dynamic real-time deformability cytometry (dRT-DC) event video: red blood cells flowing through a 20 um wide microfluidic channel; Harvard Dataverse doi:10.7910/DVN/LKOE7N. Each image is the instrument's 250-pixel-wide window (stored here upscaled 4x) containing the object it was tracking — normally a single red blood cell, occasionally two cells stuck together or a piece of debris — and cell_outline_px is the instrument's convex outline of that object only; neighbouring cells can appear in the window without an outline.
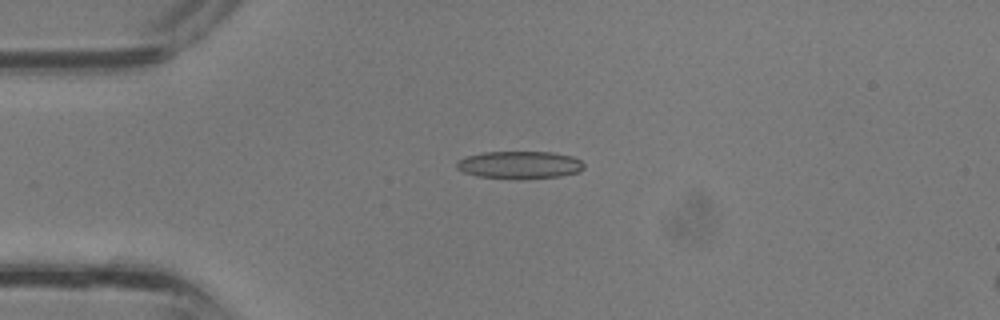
{"species": "common noctule bat (a hibernating species)", "species_latin": "Nyctalus noctula", "temperature_condition": "room temperature", "stored_images_in_passage": 32, "camera_frame_rate_fps": 3000, "um_per_image_px": 0.085, "animal": {"sex": "male", "body_mass_g": 13.3}, "frame": {"image": 1, "passage_image": 5, "time_ms": 1.333, "image_size_px": [1000, 320], "cell_outline_px": [[584, 168], [580, 172], [560, 176], [520, 180], [516, 180], [476, 176], [464, 172], [456, 168], [456, 160], [468, 156], [484, 152], [552, 152], [572, 156], [580, 160], [584, 164]], "centroid_in_image_um": [44.17, 14.03], "position_along_channel_um": 40.8, "area_um2": 20.81}}
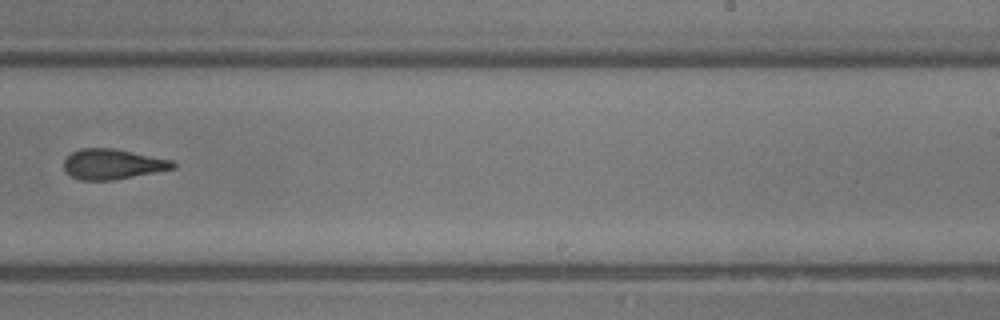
{"frame": {"image": 2, "passage_image": 19, "time_ms": 6.0, "image_size_px": [1000, 320], "cell_outline_px": [[176, 168], [112, 180], [80, 180], [72, 176], [64, 168], [64, 160], [72, 152], [80, 148], [108, 148], [172, 160], [176, 164]], "centroid_in_image_um": [9.55, 13.96], "position_along_channel_um": 279.5, "area_um2": 18.79}}
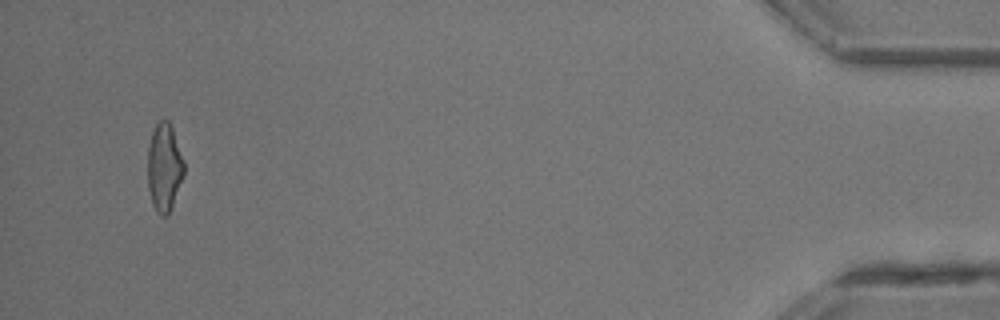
{"frame": {"image": 3, "passage_image": 31, "time_ms": 10.0, "image_size_px": [1000, 320], "cell_outline_px": [[184, 176], [172, 204], [168, 212], [164, 216], [160, 216], [156, 212], [152, 204], [148, 188], [148, 148], [152, 132], [156, 124], [160, 120], [168, 120], [172, 128], [184, 160]], "centroid_in_image_um": [13.96, 14.22], "position_along_channel_um": 421.2, "area_um2": 18.5}}